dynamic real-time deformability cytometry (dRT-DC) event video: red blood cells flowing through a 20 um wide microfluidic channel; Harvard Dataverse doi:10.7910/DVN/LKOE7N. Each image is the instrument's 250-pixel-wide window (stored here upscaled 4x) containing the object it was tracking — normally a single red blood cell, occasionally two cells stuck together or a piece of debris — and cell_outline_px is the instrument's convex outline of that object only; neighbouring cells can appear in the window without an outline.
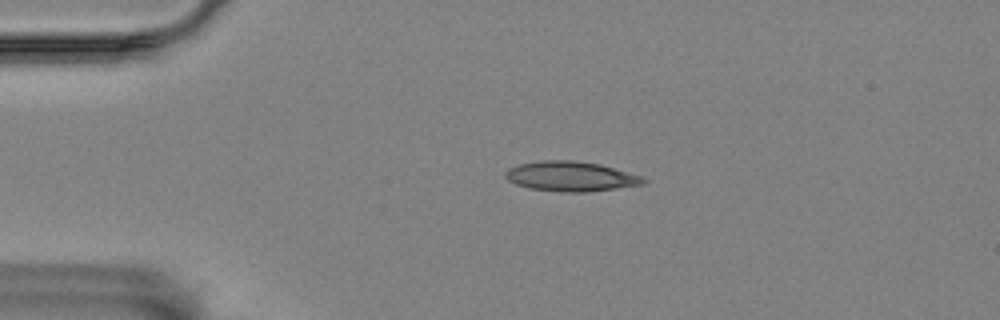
{"species": "Egyptian fruit bat (a non-hibernating species)", "species_latin": "Rousettus aegyptiacus", "temperature_condition": "room temperature", "stored_images_in_passage": 2, "camera_frame_rate_fps": 3000, "um_per_image_px": 0.085, "animal": {"sex": "female"}, "frame": {"image": 1, "passage_image": 1, "time_ms": 0.0, "image_size_px": [1000, 320], "cell_outline_px": [[648, 180], [644, 184], [588, 192], [564, 192], [532, 188], [516, 184], [508, 180], [504, 176], [504, 172], [508, 168], [520, 164], [540, 160], [572, 160], [600, 164], [644, 176]], "centroid_in_image_um": [48.54, 14.98], "position_along_channel_um": 36.5, "area_um2": 24.04}}